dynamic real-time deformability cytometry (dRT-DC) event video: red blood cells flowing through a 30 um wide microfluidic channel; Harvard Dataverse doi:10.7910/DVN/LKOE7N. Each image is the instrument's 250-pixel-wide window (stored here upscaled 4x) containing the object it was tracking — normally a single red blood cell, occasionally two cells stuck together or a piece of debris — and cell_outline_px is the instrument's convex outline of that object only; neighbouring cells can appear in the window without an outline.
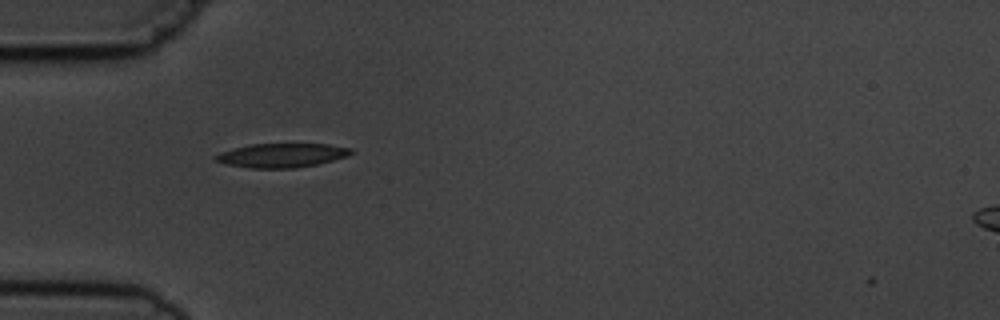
{"species": "common noctule bat (a hibernating species)", "species_latin": "Nyctalus noctula", "temperature_condition": "cold", "stored_images_in_passage": 5, "camera_frame_rate_fps": 3000, "um_per_image_px": 0.085, "animal": {"sex": "male", "body_mass_g": 19.5, "forearm_length_mm": 54.6}, "frame": {"image": 1, "passage_image": 2, "time_ms": 1.0, "image_size_px": [1000, 320], "cell_outline_px": [[356, 152], [348, 156], [316, 164], [296, 168], [248, 168], [228, 164], [216, 160], [212, 156], [220, 152], [248, 144], [328, 144], [352, 148]], "centroid_in_image_um": [23.97, 13.2], "position_along_channel_um": 61.0, "area_um2": 19.02}}
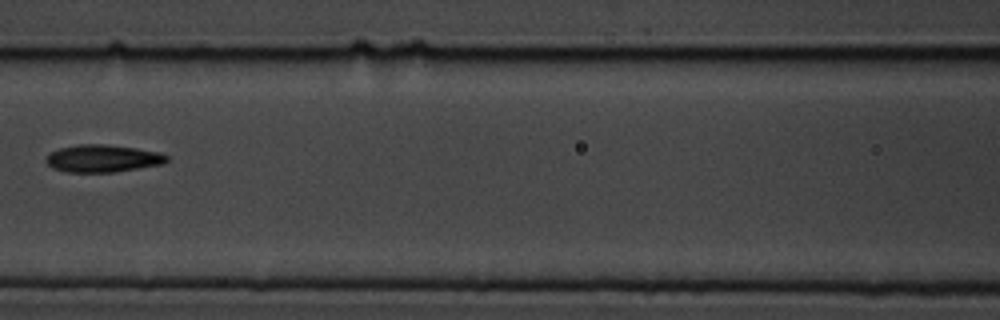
{"frame": {"image": 2, "passage_image": 4, "time_ms": 3.667, "image_size_px": [1000, 320], "cell_outline_px": [[168, 160], [164, 164], [112, 172], [64, 172], [52, 168], [44, 160], [52, 152], [60, 148], [80, 144], [104, 144], [136, 148], [160, 152], [168, 156]], "centroid_in_image_um": [8.74, 13.47], "position_along_channel_um": 157.9, "area_um2": 19.25}}
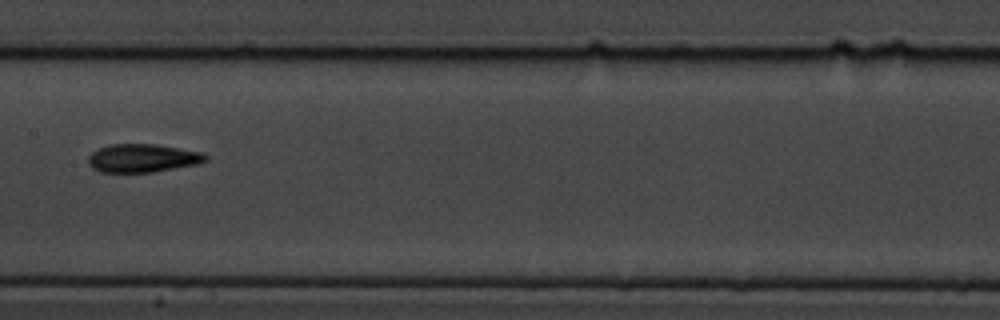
{"frame": {"image": 3, "passage_image": 5, "time_ms": 4.667, "image_size_px": [1000, 320], "cell_outline_px": [[208, 160], [200, 164], [152, 172], [100, 172], [92, 168], [88, 164], [88, 156], [92, 152], [108, 144], [156, 144], [204, 152], [208, 156]], "centroid_in_image_um": [12.15, 13.44], "position_along_channel_um": 195.2, "area_um2": 19.59}}